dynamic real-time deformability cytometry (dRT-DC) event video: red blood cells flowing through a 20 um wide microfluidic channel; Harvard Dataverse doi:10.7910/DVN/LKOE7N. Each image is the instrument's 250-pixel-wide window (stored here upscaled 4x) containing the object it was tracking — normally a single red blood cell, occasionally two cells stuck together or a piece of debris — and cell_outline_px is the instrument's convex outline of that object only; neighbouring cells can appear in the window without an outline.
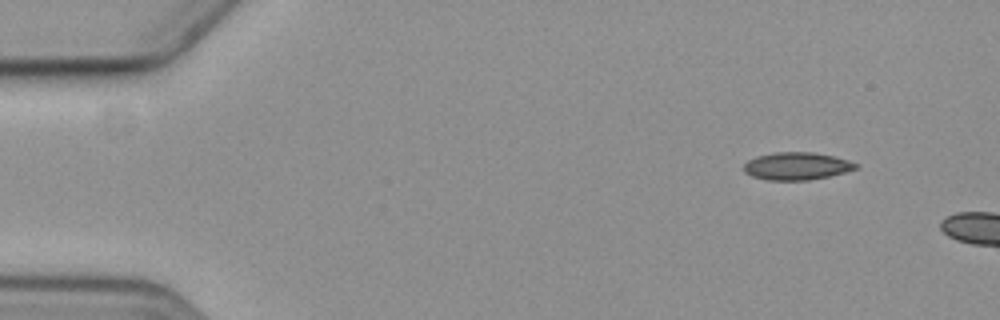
{"species": "common noctule bat (a hibernating species)", "species_latin": "Nyctalus noctula", "temperature_condition": "cold", "stored_images_in_passage": 2, "camera_frame_rate_fps": 3000, "um_per_image_px": 0.085, "animal": {"sex": "female", "body_mass_g": 19.3, "forearm_length_mm": 54.1}, "frame": {"image": 1, "passage_image": 1, "time_ms": 0.0, "image_size_px": [1000, 320], "cell_outline_px": [[860, 168], [828, 176], [808, 180], [768, 180], [752, 176], [744, 172], [744, 164], [748, 160], [756, 156], [772, 152], [812, 152], [836, 156], [860, 164]], "centroid_in_image_um": [67.74, 14.1], "position_along_channel_um": 17.3, "area_um2": 18.15}}